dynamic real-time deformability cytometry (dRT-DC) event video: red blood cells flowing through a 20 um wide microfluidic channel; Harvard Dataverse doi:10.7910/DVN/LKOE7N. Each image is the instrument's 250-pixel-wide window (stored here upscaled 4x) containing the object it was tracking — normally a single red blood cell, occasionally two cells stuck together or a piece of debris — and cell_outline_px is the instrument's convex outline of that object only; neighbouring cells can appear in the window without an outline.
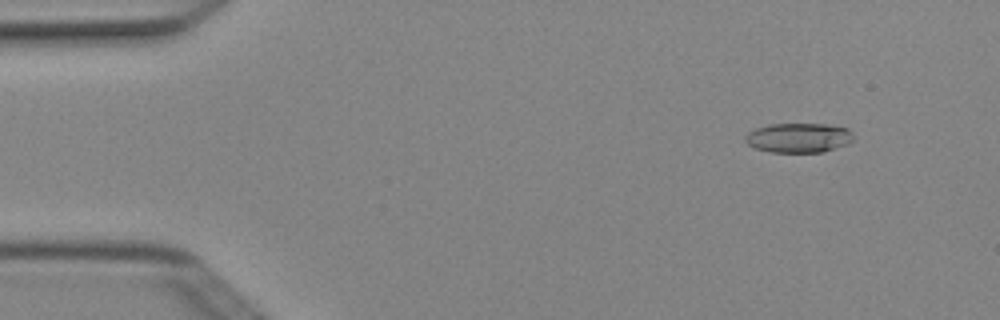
{"species": "Egyptian fruit bat (a non-hibernating species)", "species_latin": "Rousettus aegyptiacus", "temperature_condition": "cold", "stored_images_in_passage": 7, "camera_frame_rate_fps": 3000, "um_per_image_px": 0.085, "animal": {"sex": "female"}, "frame": {"image": 1, "passage_image": 2, "time_ms": 0.333, "image_size_px": [1000, 320], "cell_outline_px": [[852, 140], [848, 144], [824, 152], [772, 152], [756, 148], [748, 144], [744, 140], [744, 136], [748, 132], [756, 128], [768, 124], [824, 124], [848, 128], [852, 132]], "centroid_in_image_um": [67.87, 11.71], "position_along_channel_um": 17.1, "area_um2": 18.67}}
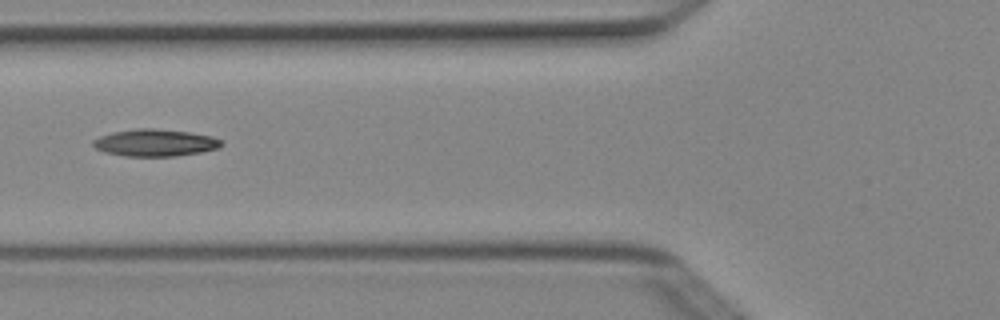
{"frame": {"image": 2, "passage_image": 6, "time_ms": 1.667, "image_size_px": [1000, 320], "cell_outline_px": [[224, 144], [220, 148], [200, 152], [176, 156], [124, 156], [104, 152], [96, 148], [92, 144], [92, 140], [100, 136], [112, 132], [136, 128], [152, 128], [188, 132], [212, 136], [224, 140]], "centroid_in_image_um": [13.2, 12.13], "position_along_channel_um": 112.6, "area_um2": 20.4}}
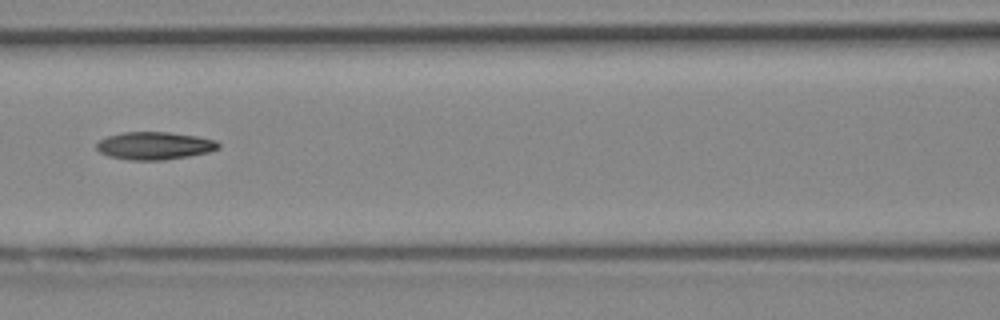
{"frame": {"image": 3, "passage_image": 7, "time_ms": 2.0, "image_size_px": [1000, 320], "cell_outline_px": [[220, 148], [208, 152], [188, 156], [164, 160], [128, 160], [108, 156], [100, 152], [96, 148], [96, 144], [100, 140], [108, 136], [124, 132], [168, 132], [196, 136], [216, 140], [220, 144]], "centroid_in_image_um": [13.13, 12.39], "position_along_channel_um": 153.5, "area_um2": 19.65}}